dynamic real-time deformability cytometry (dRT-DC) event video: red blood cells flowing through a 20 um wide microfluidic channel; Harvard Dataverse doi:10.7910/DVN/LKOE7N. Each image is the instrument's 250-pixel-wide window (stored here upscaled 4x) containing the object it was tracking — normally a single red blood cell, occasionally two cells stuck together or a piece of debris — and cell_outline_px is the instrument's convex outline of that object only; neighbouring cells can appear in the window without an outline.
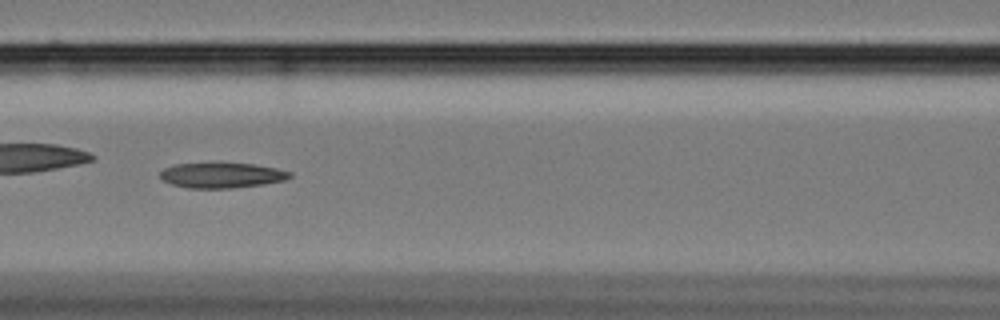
{"species": "Egyptian fruit bat (a non-hibernating species)", "species_latin": "Rousettus aegyptiacus", "temperature_condition": "cold", "stored_images_in_passage": 31, "camera_frame_rate_fps": 3000, "um_per_image_px": 0.085, "animal": {"sex": "female"}, "frame": {"image": 1, "passage_image": 14, "time_ms": 4.333, "image_size_px": [1000, 320], "cell_outline_px": [[292, 176], [284, 180], [264, 184], [232, 188], [188, 188], [172, 184], [164, 180], [160, 176], [160, 172], [164, 168], [176, 164], [256, 164], [276, 168], [292, 172]], "centroid_in_image_um": [18.88, 14.91], "position_along_channel_um": 147.7, "area_um2": 18.79}}